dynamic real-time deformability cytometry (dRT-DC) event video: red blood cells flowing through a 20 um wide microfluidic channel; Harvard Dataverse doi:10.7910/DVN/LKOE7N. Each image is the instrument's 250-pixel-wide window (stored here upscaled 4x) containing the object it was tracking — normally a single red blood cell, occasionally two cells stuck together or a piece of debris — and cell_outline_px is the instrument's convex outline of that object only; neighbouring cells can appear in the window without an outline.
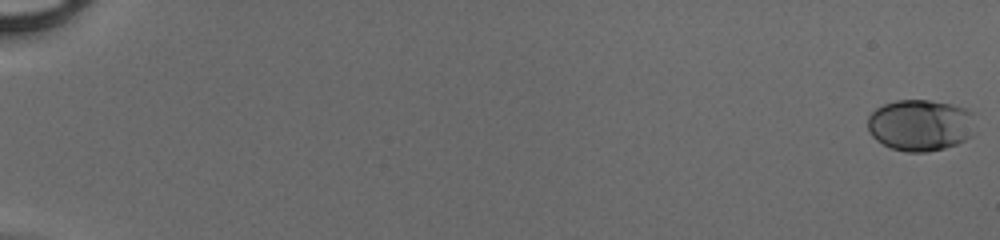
{"species": "human", "species_latin": "Homo sapiens", "temperature_condition": "cold", "stored_images_in_passage": 21, "camera_frame_rate_fps": 3000, "um_per_image_px": 0.085, "donor": {"sex": "male"}, "frame": {"image": 1, "passage_image": 1, "time_ms": 0.0, "image_size_px": [1000, 240], "cell_outline_px": [[972, 136], [956, 144], [944, 148], [928, 152], [908, 152], [892, 148], [876, 140], [868, 132], [868, 116], [876, 108], [884, 104], [896, 100], [928, 100], [952, 104], [968, 108], [972, 112]], "centroid_in_image_um": [78.21, 10.63], "position_along_channel_um": 6.8, "area_um2": 32.31}}
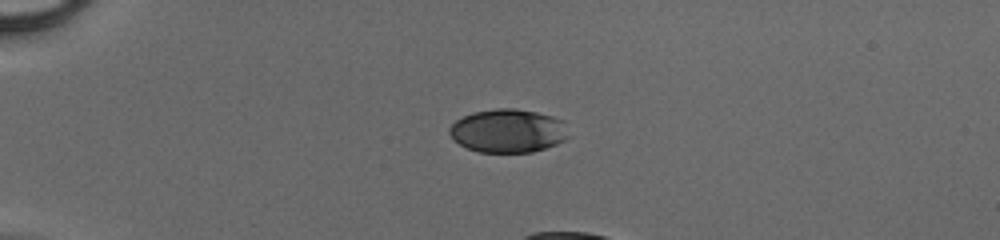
{"frame": {"image": 2, "passage_image": 15, "time_ms": 4.667, "image_size_px": [1000, 240], "cell_outline_px": [[568, 136], [564, 140], [556, 144], [532, 152], [480, 152], [468, 148], [452, 140], [448, 132], [448, 128], [456, 120], [472, 112], [496, 108], [516, 108], [536, 112], [552, 116], [564, 120]], "centroid_in_image_um": [43.16, 11.11], "position_along_channel_um": 41.8, "area_um2": 30.29}}